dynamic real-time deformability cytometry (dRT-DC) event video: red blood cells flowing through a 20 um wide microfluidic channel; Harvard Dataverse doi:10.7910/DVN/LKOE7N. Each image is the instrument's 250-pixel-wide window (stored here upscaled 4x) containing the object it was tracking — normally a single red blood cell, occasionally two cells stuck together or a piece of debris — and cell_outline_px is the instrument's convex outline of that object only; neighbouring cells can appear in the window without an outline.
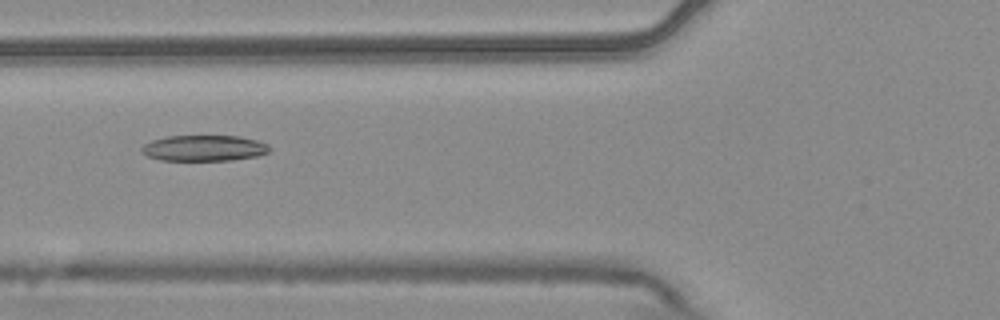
{"species": "common noctule bat (a hibernating species)", "species_latin": "Nyctalus noctula", "temperature_condition": "warm", "stored_images_in_passage": 6, "camera_frame_rate_fps": 3000, "um_per_image_px": 0.085, "animal": {"sex": "male", "body_mass_g": 20.4}, "frame": {"image": 1, "passage_image": 6, "time_ms": 1.667, "image_size_px": [1000, 320], "cell_outline_px": [[272, 148], [268, 152], [256, 156], [232, 160], [160, 160], [148, 156], [140, 152], [140, 148], [144, 144], [152, 140], [168, 136], [240, 136], [260, 140], [268, 144]], "centroid_in_image_um": [17.36, 12.58], "position_along_channel_um": 108.4, "area_um2": 19.42}}